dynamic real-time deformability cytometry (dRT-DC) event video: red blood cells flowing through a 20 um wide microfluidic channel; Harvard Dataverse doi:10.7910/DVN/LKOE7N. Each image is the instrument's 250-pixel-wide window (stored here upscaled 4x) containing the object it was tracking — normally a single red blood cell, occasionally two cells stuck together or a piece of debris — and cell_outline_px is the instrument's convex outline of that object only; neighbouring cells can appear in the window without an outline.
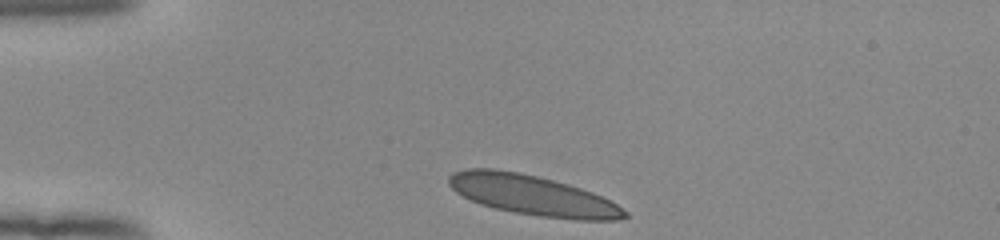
{"species": "human", "species_latin": "Homo sapiens", "temperature_condition": "room temperature", "stored_images_in_passage": 33, "camera_frame_rate_fps": 3000, "um_per_image_px": 0.085, "donor": {"sex": "female"}, "frame": {"image": 1, "passage_image": 1, "time_ms": 0.0, "image_size_px": [1000, 240], "cell_outline_px": [[628, 216], [616, 220], [576, 220], [540, 216], [516, 212], [496, 208], [480, 204], [456, 192], [448, 184], [448, 176], [452, 172], [468, 168], [492, 168], [520, 172], [568, 184], [592, 192], [616, 204], [628, 212]], "centroid_in_image_um": [45.25, 16.59], "position_along_channel_um": 39.8, "area_um2": 40.75}}
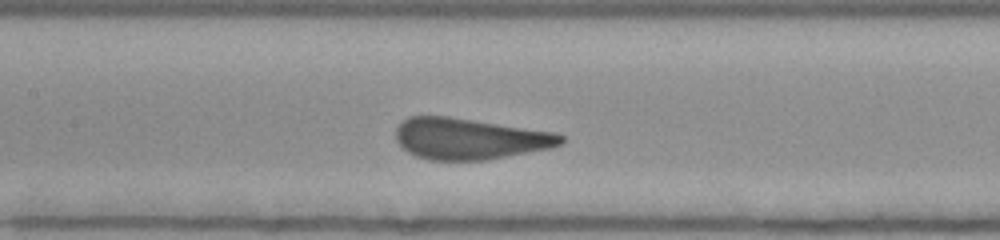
{"frame": {"image": 2, "passage_image": 14, "time_ms": 4.333, "image_size_px": [1000, 240], "cell_outline_px": [[564, 140], [560, 144], [552, 148], [484, 160], [428, 160], [416, 156], [408, 152], [396, 140], [396, 128], [408, 116], [448, 116], [552, 132], [564, 136]], "centroid_in_image_um": [39.88, 11.8], "position_along_channel_um": 167.5, "area_um2": 39.3}}
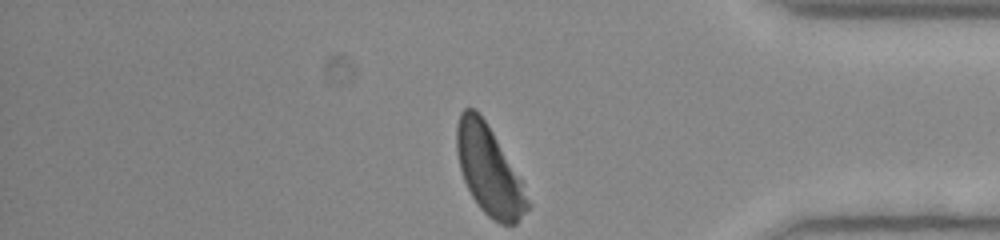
{"frame": {"image": 3, "passage_image": 33, "time_ms": 10.667, "image_size_px": [1000, 240], "cell_outline_px": [[532, 204], [516, 224], [500, 224], [492, 220], [480, 208], [472, 196], [464, 180], [460, 168], [456, 148], [456, 124], [460, 112], [464, 108], [472, 108], [484, 120], [492, 132], [520, 180]], "centroid_in_image_um": [41.55, 14.52], "position_along_channel_um": 393.6, "area_um2": 35.95}, "authors_computed_cell_mechanics": {"area_um2": 39.9976, "velocity_mm_per_s": 3.8867, "shape_relaxation_time_tau1_ms": 3.3239, "shape_relaxation_time_tau2_ms": null, "deformation_change_tau1": 0.1392, "deformation_change_tau2": null}}